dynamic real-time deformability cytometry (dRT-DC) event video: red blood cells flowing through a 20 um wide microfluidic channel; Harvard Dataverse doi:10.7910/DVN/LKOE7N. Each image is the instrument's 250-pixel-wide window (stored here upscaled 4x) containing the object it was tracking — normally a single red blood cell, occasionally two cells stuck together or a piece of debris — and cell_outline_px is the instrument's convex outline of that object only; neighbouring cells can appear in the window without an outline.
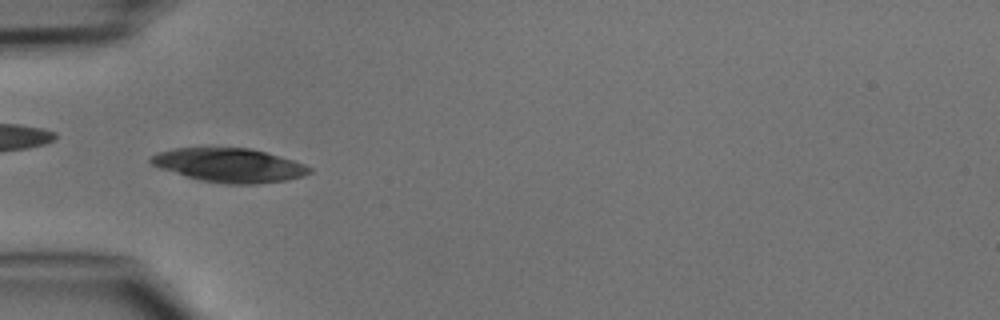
{"species": "common noctule bat (a hibernating species)", "species_latin": "Nyctalus noctula", "temperature_condition": "cold", "stored_images_in_passage": 24, "camera_frame_rate_fps": 3000, "um_per_image_px": 0.085, "animal": {"sex": "male", "body_mass_g": 15.6}, "frame": {"image": 1, "passage_image": 4, "time_ms": 1.0, "image_size_px": [1000, 320], "cell_outline_px": [[312, 172], [304, 176], [284, 180], [256, 184], [228, 184], [200, 180], [160, 168], [152, 164], [148, 160], [156, 152], [176, 148], [252, 148], [280, 156], [304, 164], [312, 168]], "centroid_in_image_um": [19.5, 14.04], "position_along_channel_um": 65.5, "area_um2": 31.15}}